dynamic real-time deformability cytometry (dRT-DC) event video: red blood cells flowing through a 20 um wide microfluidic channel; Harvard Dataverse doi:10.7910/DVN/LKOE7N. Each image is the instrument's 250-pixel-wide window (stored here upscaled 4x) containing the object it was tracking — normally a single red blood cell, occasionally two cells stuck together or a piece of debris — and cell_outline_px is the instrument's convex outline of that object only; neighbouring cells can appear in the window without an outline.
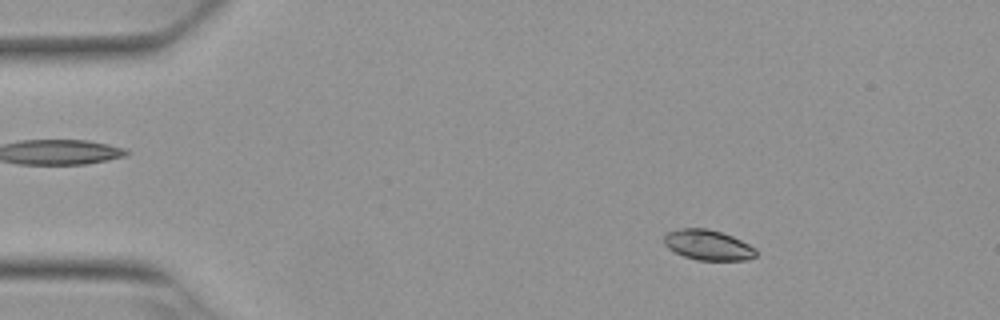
{"species": "Egyptian fruit bat (a non-hibernating species)", "species_latin": "Rousettus aegyptiacus", "temperature_condition": "warm", "stored_images_in_passage": 47, "camera_frame_rate_fps": 3000, "um_per_image_px": 0.085, "animal": {"sex": "female"}, "frame": {"image": 1, "passage_image": 8, "time_ms": 2.333, "image_size_px": [1000, 320], "cell_outline_px": [[756, 256], [748, 260], [696, 260], [684, 256], [668, 248], [664, 244], [664, 236], [668, 232], [684, 228], [708, 228], [732, 236], [756, 248]], "centroid_in_image_um": [60.19, 20.83], "position_along_channel_um": 24.8, "area_um2": 16.13}}
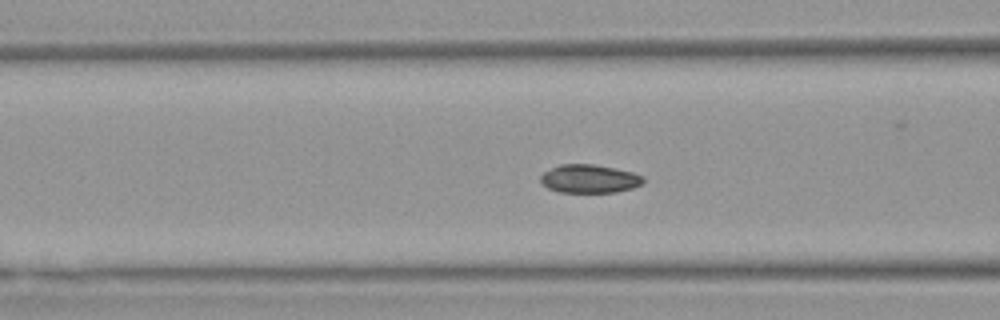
{"frame": {"image": 2, "passage_image": 21, "time_ms": 6.667, "image_size_px": [1000, 320], "cell_outline_px": [[644, 180], [640, 184], [632, 188], [616, 192], [560, 192], [548, 188], [540, 184], [540, 176], [544, 172], [560, 164], [592, 164], [616, 168], [632, 172], [644, 176]], "centroid_in_image_um": [50.08, 15.19], "position_along_channel_um": 116.5, "area_um2": 16.99}}
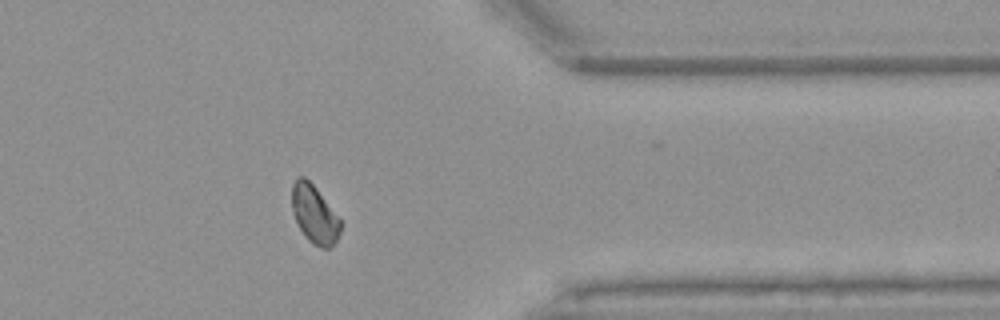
{"frame": {"image": 3, "passage_image": 43, "time_ms": 14.0, "image_size_px": [1000, 320], "cell_outline_px": [[340, 232], [332, 248], [320, 248], [312, 244], [304, 236], [296, 220], [292, 208], [292, 184], [296, 176], [304, 176], [316, 188], [340, 220]], "centroid_in_image_um": [26.71, 18.22], "position_along_channel_um": 384.7, "area_um2": 16.3}, "authors_computed_cell_mechanics": {"area_um2": 16.8198, "velocity_mm_per_s": 3.8449, "shape_relaxation_time_tau1_ms": 3.6461, "shape_relaxation_time_tau2_ms": 3.377, "deformation_change_tau1": 0.0869, "deformation_change_tau2": 0.0723}}